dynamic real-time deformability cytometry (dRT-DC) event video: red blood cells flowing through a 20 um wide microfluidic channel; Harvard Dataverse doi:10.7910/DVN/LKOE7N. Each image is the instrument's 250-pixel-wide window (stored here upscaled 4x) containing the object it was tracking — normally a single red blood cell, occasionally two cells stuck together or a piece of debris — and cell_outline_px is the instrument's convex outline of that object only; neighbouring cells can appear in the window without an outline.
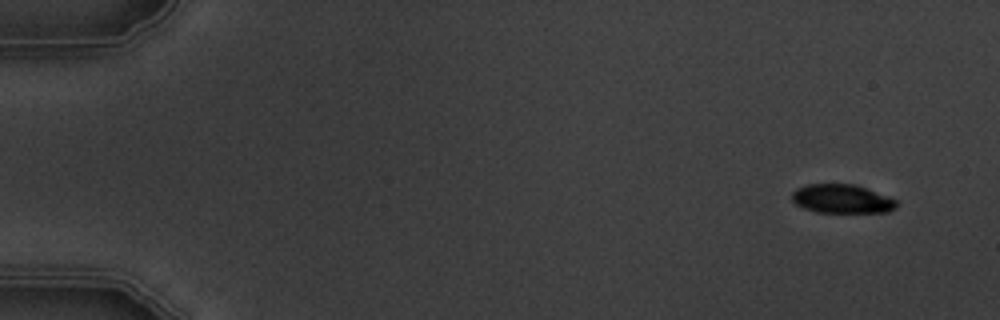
{"species": "common noctule bat (a hibernating species)", "species_latin": "Nyctalus noctula", "temperature_condition": "warm", "stored_images_in_passage": 5, "camera_frame_rate_fps": 3000, "um_per_image_px": 0.085, "animal": {"sex": "male", "body_mass_g": 19.5, "forearm_length_mm": 54.6}, "frame": {"image": 1, "passage_image": 1, "time_ms": 0.0, "image_size_px": [1000, 320], "cell_outline_px": [[896, 208], [888, 212], [816, 212], [804, 208], [796, 204], [792, 200], [792, 192], [796, 188], [808, 184], [856, 184], [888, 196], [896, 200]], "centroid_in_image_um": [71.55, 16.9], "position_along_channel_um": 13.4, "area_um2": 17.57}}
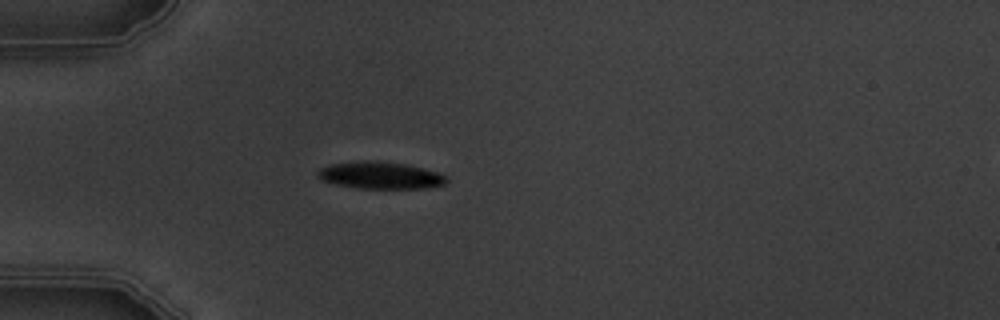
{"frame": {"image": 2, "passage_image": 4, "time_ms": 4.333, "image_size_px": [1000, 320], "cell_outline_px": [[448, 180], [444, 184], [428, 188], [360, 188], [336, 184], [324, 180], [316, 176], [316, 172], [320, 168], [328, 164], [360, 160], [372, 160], [404, 164], [424, 168], [436, 172], [444, 176]], "centroid_in_image_um": [32.28, 14.89], "position_along_channel_um": 52.7, "area_um2": 20.23}}